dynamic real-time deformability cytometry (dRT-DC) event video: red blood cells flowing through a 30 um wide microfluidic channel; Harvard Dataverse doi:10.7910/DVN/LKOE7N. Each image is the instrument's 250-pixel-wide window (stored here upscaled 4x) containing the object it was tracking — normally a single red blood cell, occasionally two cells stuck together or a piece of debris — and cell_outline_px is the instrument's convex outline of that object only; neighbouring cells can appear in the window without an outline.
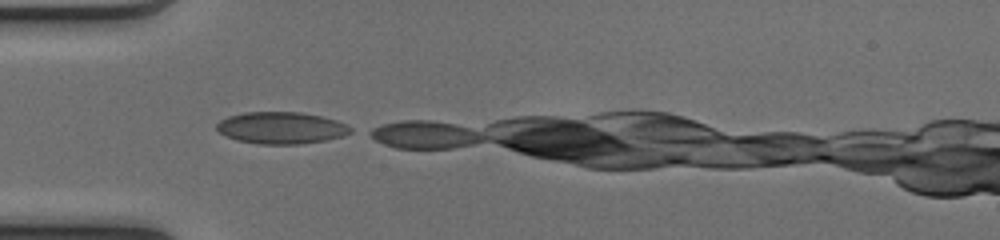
{"species": "common noctule bat (a hibernating species)", "species_latin": "Nyctalus noctula", "temperature_condition": "cold", "stored_images_in_passage": 2, "camera_frame_rate_fps": 3000, "um_per_image_px": 0.085, "animal": {"sex": "female", "body_mass_g": 17.0, "forearm_length_mm": 48.0}, "frame": {"image": 1, "passage_image": 1, "time_ms": 0.0, "image_size_px": [1000, 240], "cell_outline_px": [[352, 132], [344, 136], [324, 140], [300, 144], [260, 144], [236, 140], [220, 132], [216, 128], [216, 124], [220, 120], [228, 116], [244, 112], [300, 112], [320, 116], [336, 120], [352, 128]], "centroid_in_image_um": [23.9, 10.87], "position_along_channel_um": 61.1, "area_um2": 24.74}}